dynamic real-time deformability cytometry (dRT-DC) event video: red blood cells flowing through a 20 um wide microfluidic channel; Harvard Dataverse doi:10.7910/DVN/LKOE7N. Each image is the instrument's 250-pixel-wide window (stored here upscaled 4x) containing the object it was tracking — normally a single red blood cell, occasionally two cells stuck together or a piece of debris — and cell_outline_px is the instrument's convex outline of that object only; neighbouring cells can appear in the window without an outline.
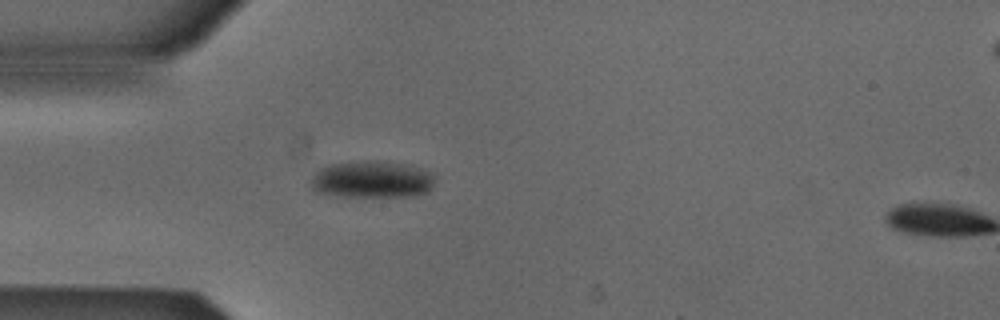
{"species": "Egyptian fruit bat (a non-hibernating species)", "species_latin": "Rousettus aegyptiacus", "temperature_condition": "cold", "stored_images_in_passage": 2, "camera_frame_rate_fps": 3000, "um_per_image_px": 0.085, "animal": {"sex": "male"}, "frame": {"image": 1, "passage_image": 1, "time_ms": 0.0, "image_size_px": [1000, 320], "cell_outline_px": [[436, 176], [432, 188], [428, 192], [416, 196], [340, 196], [316, 192], [312, 188], [308, 180], [320, 168], [328, 164], [368, 160], [376, 160], [412, 164], [432, 172]], "centroid_in_image_um": [31.65, 15.24], "position_along_channel_um": 53.3, "area_um2": 27.46}}